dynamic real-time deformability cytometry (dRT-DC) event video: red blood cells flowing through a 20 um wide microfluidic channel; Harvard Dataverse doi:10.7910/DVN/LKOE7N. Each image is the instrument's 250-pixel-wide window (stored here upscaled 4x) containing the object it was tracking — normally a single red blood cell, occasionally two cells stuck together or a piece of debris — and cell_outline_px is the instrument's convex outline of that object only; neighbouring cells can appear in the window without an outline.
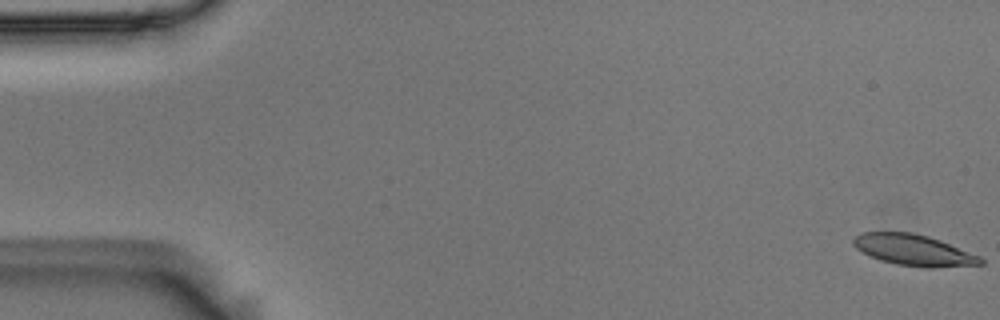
{"species": "Egyptian fruit bat (a non-hibernating species)", "species_latin": "Rousettus aegyptiacus", "temperature_condition": "room temperature", "stored_images_in_passage": 55, "camera_frame_rate_fps": 3000, "um_per_image_px": 0.085, "animal": {"sex": "male"}, "frame": {"image": 1, "passage_image": 1, "time_ms": 0.0, "image_size_px": [1000, 320], "cell_outline_px": [[984, 264], [932, 268], [924, 268], [896, 264], [880, 260], [856, 248], [852, 244], [852, 240], [860, 232], [912, 232], [928, 236], [940, 240], [980, 256], [984, 260]], "centroid_in_image_um": [77.67, 21.26], "position_along_channel_um": 7.3, "area_um2": 23.06}}
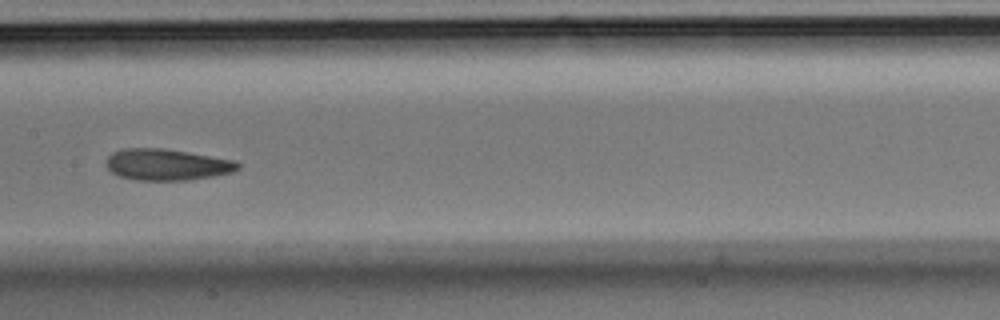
{"frame": {"image": 2, "passage_image": 28, "time_ms": 9.0, "image_size_px": [1000, 320], "cell_outline_px": [[240, 168], [232, 172], [192, 180], [136, 180], [120, 176], [112, 172], [104, 164], [104, 160], [112, 152], [124, 148], [164, 148], [236, 160], [240, 164]], "centroid_in_image_um": [14.17, 13.98], "position_along_channel_um": 193.2, "area_um2": 24.28}}
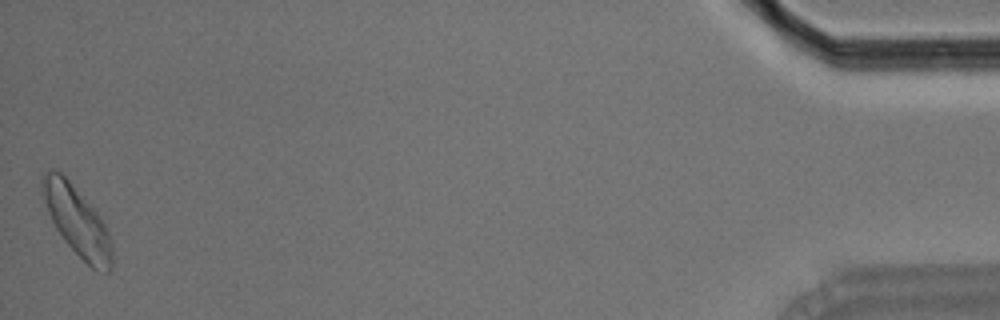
{"frame": {"image": 3, "passage_image": 55, "time_ms": 18.0, "image_size_px": [1000, 320], "cell_outline_px": [[112, 268], [108, 272], [96, 272], [64, 240], [56, 228], [48, 212], [40, 192], [40, 180], [48, 172], [60, 172], [68, 180], [96, 212], [104, 224], [108, 232], [112, 248]], "centroid_in_image_um": [6.55, 18.83], "position_along_channel_um": 428.7, "area_um2": 27.46}, "authors_computed_cell_mechanics": {"area_um2": 24.1604, "velocity_mm_per_s": 3.6494, "shape_relaxation_time_tau1_ms": 5.9249, "shape_relaxation_time_tau2_ms": 5.298, "deformation_change_tau1": 0.1547, "deformation_change_tau2": 0.1137}}